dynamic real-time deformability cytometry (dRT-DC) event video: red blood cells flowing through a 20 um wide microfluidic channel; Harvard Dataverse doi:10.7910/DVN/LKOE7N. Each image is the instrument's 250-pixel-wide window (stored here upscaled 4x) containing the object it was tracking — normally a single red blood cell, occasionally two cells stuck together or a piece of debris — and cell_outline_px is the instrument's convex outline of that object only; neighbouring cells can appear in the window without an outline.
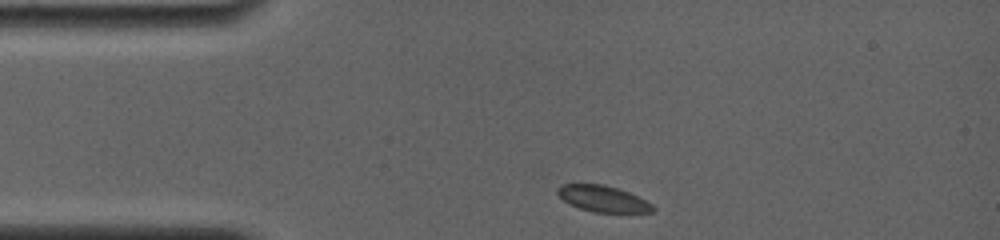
{"species": "common noctule bat (a hibernating species)", "species_latin": "Nyctalus noctula", "temperature_condition": "room temperature", "stored_images_in_passage": 44, "camera_frame_rate_fps": 4000, "um_per_image_px": 0.085, "animal": {"sex": "female", "body_mass_g": 19.0, "forearm_length_mm": 56.7}, "frame": {"image": 1, "passage_image": 1, "time_ms": 0.0, "image_size_px": [1000, 240], "cell_outline_px": [[656, 208], [652, 212], [592, 212], [580, 208], [564, 200], [556, 192], [556, 188], [564, 184], [604, 184], [628, 192], [652, 204]], "centroid_in_image_um": [51.24, 16.89], "position_along_channel_um": 33.8, "area_um2": 14.28}}
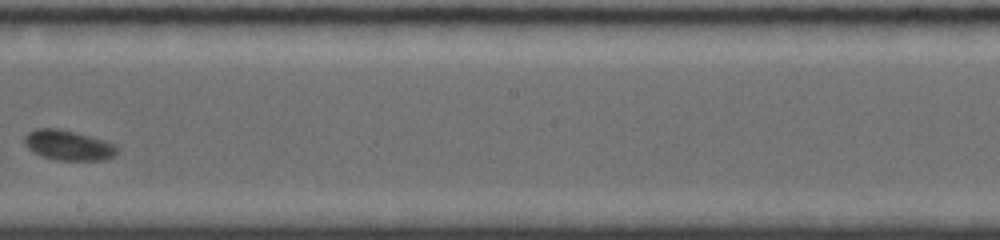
{"frame": {"image": 2, "passage_image": 19, "time_ms": 6.5, "image_size_px": [1000, 240], "cell_outline_px": [[120, 148], [116, 156], [104, 160], [56, 160], [40, 156], [28, 148], [24, 144], [24, 136], [28, 132], [36, 128], [60, 128], [92, 136], [116, 144]], "centroid_in_image_um": [5.84, 12.34], "position_along_channel_um": 242.4, "area_um2": 16.65}}
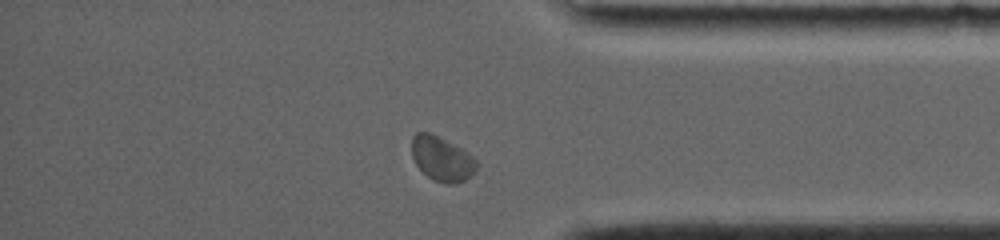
{"frame": {"image": 3, "passage_image": 39, "time_ms": 10.75, "image_size_px": [1000, 240], "cell_outline_px": [[476, 168], [472, 176], [456, 184], [448, 184], [432, 180], [416, 164], [412, 156], [412, 136], [416, 132], [428, 132], [468, 152], [476, 160]], "centroid_in_image_um": [37.55, 13.52], "position_along_channel_um": 397.6, "area_um2": 16.59}, "authors_computed_cell_mechanics": {"area_um2": 15.9528, "velocity_mm_per_s": 3.7212, "shape_relaxation_time_tau1_ms": 2.9989, "shape_relaxation_time_tau2_ms": null, "deformation_change_tau1": 0.0349, "deformation_change_tau2": null}}